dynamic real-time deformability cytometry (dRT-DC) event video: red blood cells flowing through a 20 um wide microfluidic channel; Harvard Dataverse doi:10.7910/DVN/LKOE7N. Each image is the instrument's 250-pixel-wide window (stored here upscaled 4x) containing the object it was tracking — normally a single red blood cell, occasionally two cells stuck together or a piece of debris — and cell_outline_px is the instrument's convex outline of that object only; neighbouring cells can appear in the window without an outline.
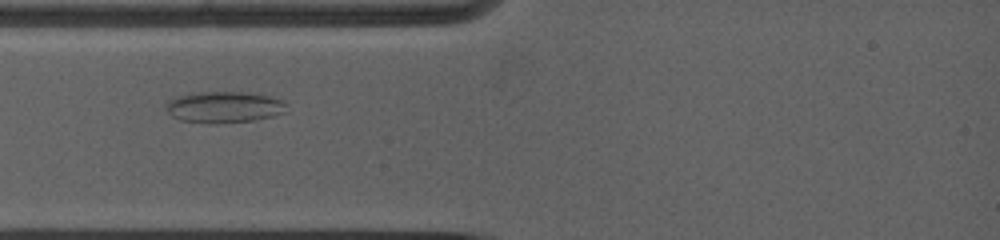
{"species": "common noctule bat (a hibernating species)", "species_latin": "Nyctalus noctula", "temperature_condition": "warm", "stored_images_in_passage": 41, "camera_frame_rate_fps": 5000, "um_per_image_px": 0.085, "animal": {"sex": "female", "body_mass_g": 19.0, "forearm_length_mm": 53.3}, "frame": {"image": 1, "passage_image": 1, "time_ms": 0.0, "image_size_px": [1000, 240], "cell_outline_px": [[288, 104], [284, 112], [272, 116], [252, 120], [216, 124], [208, 124], [180, 120], [172, 116], [164, 108], [164, 104], [168, 100], [180, 96], [200, 92], [248, 92], [272, 96], [284, 100]], "centroid_in_image_um": [19.05, 9.1], "position_along_channel_um": 65.9, "area_um2": 22.25}}
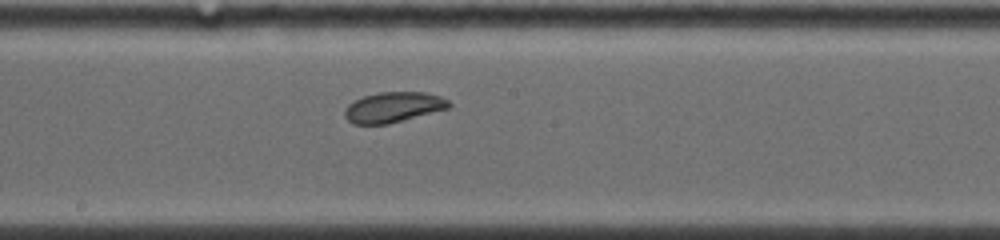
{"frame": {"image": 2, "passage_image": 16, "time_ms": 3.8, "image_size_px": [1000, 240], "cell_outline_px": [[452, 104], [448, 108], [388, 124], [352, 124], [344, 116], [344, 108], [348, 104], [364, 96], [380, 92], [424, 92], [440, 96], [448, 100]], "centroid_in_image_um": [33.41, 9.11], "position_along_channel_um": 214.8, "area_um2": 18.32}}
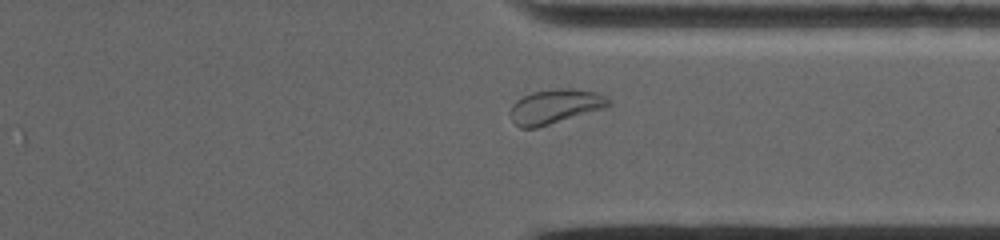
{"frame": {"image": 3, "passage_image": 32, "time_ms": 7.6, "image_size_px": [1000, 240], "cell_outline_px": [[612, 104], [608, 108], [536, 128], [520, 128], [512, 120], [508, 112], [512, 104], [516, 100], [532, 92], [556, 88], [572, 88], [596, 92], [604, 96]], "centroid_in_image_um": [47.19, 9.05], "position_along_channel_um": 364.2, "area_um2": 20.0}}